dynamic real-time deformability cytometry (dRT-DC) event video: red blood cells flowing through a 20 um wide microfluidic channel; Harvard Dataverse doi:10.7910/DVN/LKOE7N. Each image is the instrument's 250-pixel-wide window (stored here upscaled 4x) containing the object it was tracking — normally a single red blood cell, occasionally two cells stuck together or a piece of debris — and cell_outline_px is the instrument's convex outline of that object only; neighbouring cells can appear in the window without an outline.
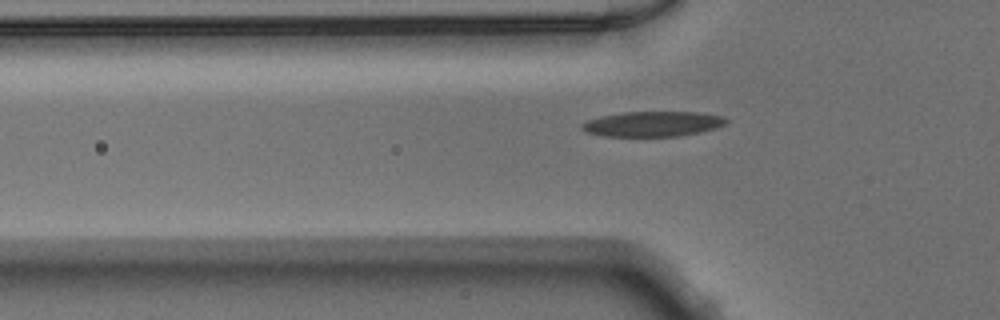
{"species": "Egyptian fruit bat (a non-hibernating species)", "species_latin": "Rousettus aegyptiacus", "temperature_condition": "warm", "stored_images_in_passage": 36, "camera_frame_rate_fps": 3000, "um_per_image_px": 0.085, "animal": {"sex": "male"}, "frame": {"image": 1, "passage_image": 7, "time_ms": 2.0, "image_size_px": [1000, 320], "cell_outline_px": [[728, 120], [724, 124], [716, 128], [700, 132], [680, 136], [600, 136], [588, 132], [580, 128], [580, 124], [588, 120], [600, 116], [624, 112], [696, 112], [724, 116]], "centroid_in_image_um": [55.47, 10.53], "position_along_channel_um": 70.3, "area_um2": 21.15}}
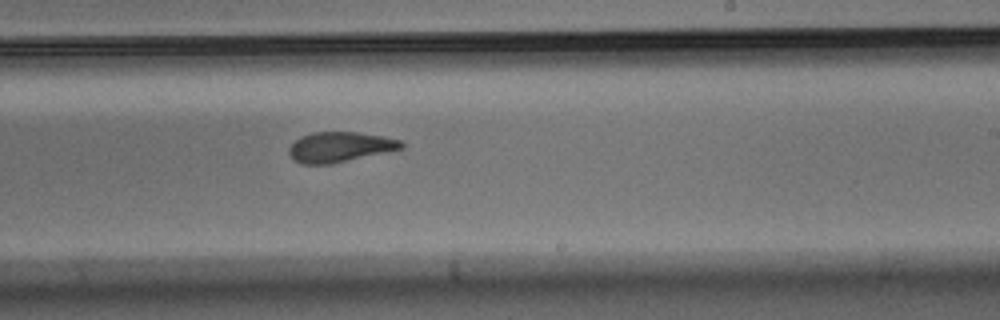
{"frame": {"image": 2, "passage_image": 21, "time_ms": 6.667, "image_size_px": [1000, 320], "cell_outline_px": [[404, 148], [332, 164], [304, 164], [292, 160], [288, 152], [288, 148], [300, 136], [312, 132], [356, 132], [380, 136], [400, 140], [404, 144]], "centroid_in_image_um": [28.85, 12.5], "position_along_channel_um": 260.2, "area_um2": 19.71}}
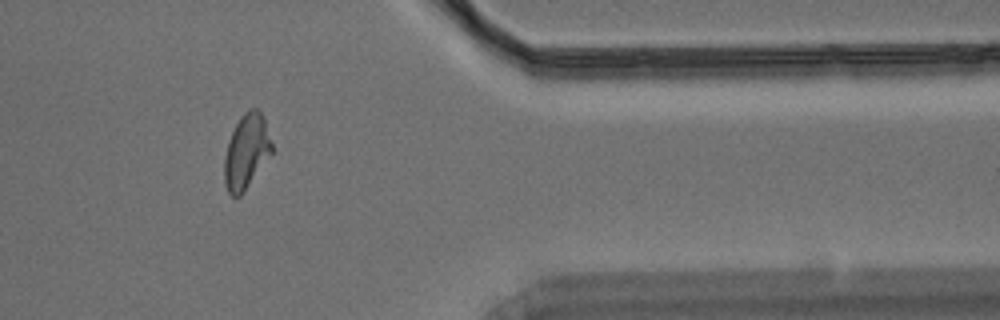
{"frame": {"image": 3, "passage_image": 32, "time_ms": 10.333, "image_size_px": [1000, 320], "cell_outline_px": [[272, 152], [244, 192], [240, 196], [232, 196], [228, 192], [224, 184], [224, 156], [228, 140], [240, 116], [248, 108], [256, 108], [264, 116], [272, 144]], "centroid_in_image_um": [20.93, 12.87], "position_along_channel_um": 390.5, "area_um2": 20.69}}